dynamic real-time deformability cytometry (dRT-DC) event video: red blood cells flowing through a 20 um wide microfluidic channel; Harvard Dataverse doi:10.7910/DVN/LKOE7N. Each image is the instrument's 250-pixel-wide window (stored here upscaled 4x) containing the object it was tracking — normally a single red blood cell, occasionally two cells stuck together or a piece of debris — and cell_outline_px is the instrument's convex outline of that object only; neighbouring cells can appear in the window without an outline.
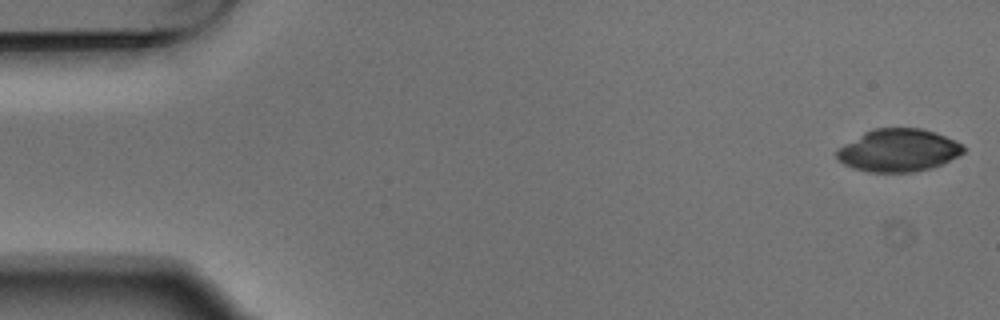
{"species": "Egyptian fruit bat (a non-hibernating species)", "species_latin": "Rousettus aegyptiacus", "temperature_condition": "warm", "stored_images_in_passage": 3, "camera_frame_rate_fps": 3000, "um_per_image_px": 0.085, "animal": {"sex": "male"}, "frame": {"image": 1, "passage_image": 1, "time_ms": 0.0, "image_size_px": [1000, 320], "cell_outline_px": [[964, 152], [932, 168], [912, 172], [868, 172], [852, 168], [844, 164], [836, 156], [836, 152], [844, 144], [864, 132], [872, 128], [920, 128], [956, 140], [964, 144]], "centroid_in_image_um": [76.35, 12.78], "position_along_channel_um": 8.6, "area_um2": 31.27}}